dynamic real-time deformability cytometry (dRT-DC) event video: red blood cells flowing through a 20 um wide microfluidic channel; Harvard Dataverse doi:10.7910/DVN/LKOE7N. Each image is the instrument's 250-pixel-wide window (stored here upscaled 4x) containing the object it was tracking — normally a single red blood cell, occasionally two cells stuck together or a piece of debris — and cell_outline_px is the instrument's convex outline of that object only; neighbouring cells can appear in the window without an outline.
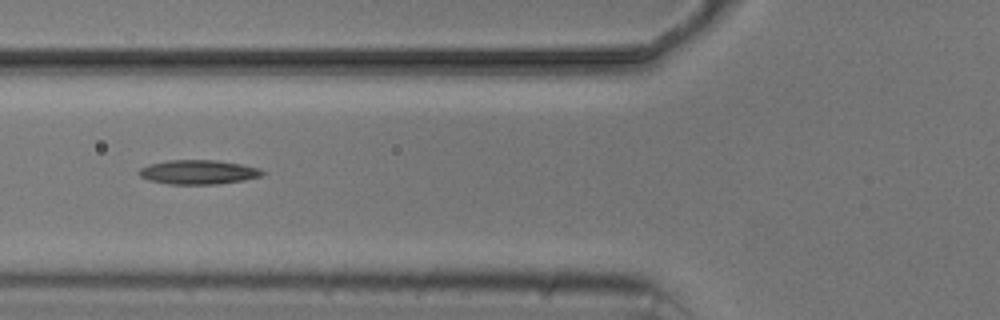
{"species": "common noctule bat (a hibernating species)", "species_latin": "Nyctalus noctula", "temperature_condition": "cold", "stored_images_in_passage": 6, "camera_frame_rate_fps": 3000, "um_per_image_px": 0.085, "animal": {"sex": "male", "body_mass_g": 20.5, "forearm_length_mm": 52.5}, "frame": {"image": 1, "passage_image": 5, "time_ms": 5.667, "image_size_px": [1000, 320], "cell_outline_px": [[264, 172], [260, 176], [244, 180], [216, 184], [168, 184], [148, 180], [140, 176], [136, 172], [140, 168], [148, 164], [168, 160], [216, 160], [240, 164], [260, 168]], "centroid_in_image_um": [16.8, 14.62], "position_along_channel_um": 109.0, "area_um2": 17.46}}
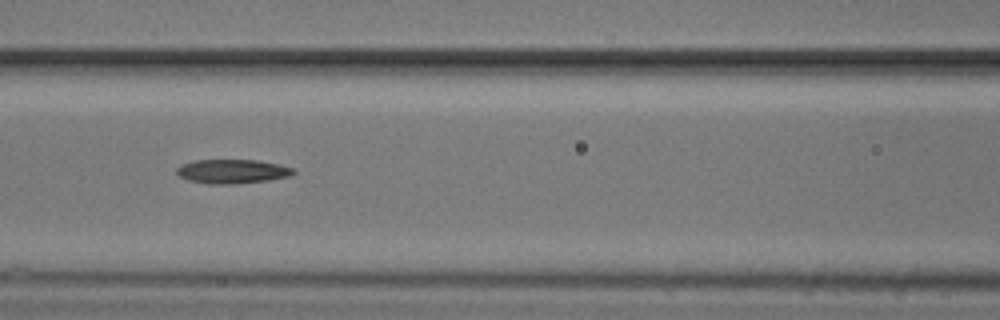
{"frame": {"image": 2, "passage_image": 6, "time_ms": 6.667, "image_size_px": [1000, 320], "cell_outline_px": [[296, 172], [292, 176], [268, 180], [236, 184], [208, 184], [188, 180], [180, 176], [176, 172], [176, 168], [180, 164], [196, 160], [256, 160], [280, 164], [292, 168]], "centroid_in_image_um": [19.75, 14.57], "position_along_channel_um": 146.9, "area_um2": 16.53}}